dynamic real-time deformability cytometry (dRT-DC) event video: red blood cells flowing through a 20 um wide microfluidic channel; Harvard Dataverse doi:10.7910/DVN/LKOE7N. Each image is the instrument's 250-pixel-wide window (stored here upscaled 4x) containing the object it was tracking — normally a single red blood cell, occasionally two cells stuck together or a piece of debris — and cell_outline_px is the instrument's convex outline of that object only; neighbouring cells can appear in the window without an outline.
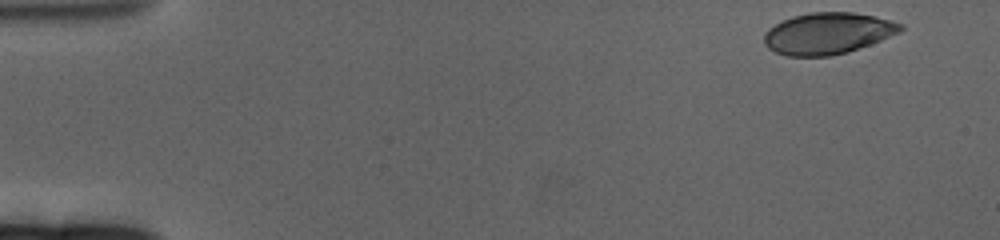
{"species": "human", "species_latin": "Homo sapiens", "temperature_condition": "cold", "stored_images_in_passage": 59, "camera_frame_rate_fps": 3000, "um_per_image_px": 0.085, "donor": {"sex": "female"}, "frame": {"image": 1, "passage_image": 1, "time_ms": 0.0, "image_size_px": [1000, 240], "cell_outline_px": [[904, 28], [900, 32], [872, 44], [848, 52], [828, 56], [788, 56], [776, 52], [768, 48], [764, 44], [764, 32], [768, 28], [792, 16], [812, 12], [852, 12], [872, 16], [904, 24]], "centroid_in_image_um": [70.36, 2.84], "position_along_channel_um": 14.6, "area_um2": 32.95}}
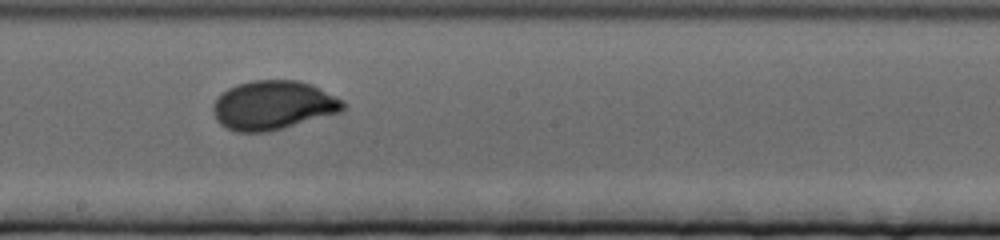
{"frame": {"image": 2, "passage_image": 32, "time_ms": 10.333, "image_size_px": [1000, 240], "cell_outline_px": [[348, 104], [340, 112], [280, 128], [264, 132], [236, 132], [220, 124], [216, 120], [212, 112], [212, 108], [216, 100], [228, 88], [236, 84], [252, 80], [296, 80], [312, 84], [344, 100]], "centroid_in_image_um": [23.22, 8.93], "position_along_channel_um": 225.0, "area_um2": 36.93}}
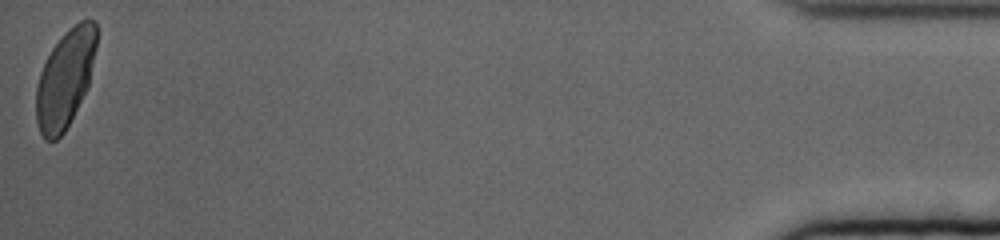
{"frame": {"image": 3, "passage_image": 59, "time_ms": 19.333, "image_size_px": [1000, 240], "cell_outline_px": [[96, 48], [88, 84], [64, 132], [56, 140], [44, 140], [40, 132], [36, 120], [36, 88], [40, 72], [52, 48], [80, 20], [96, 20]], "centroid_in_image_um": [5.52, 6.72], "position_along_channel_um": 429.7, "area_um2": 33.41}, "authors_computed_cell_mechanics": {"area_um2": 34.6222, "velocity_mm_per_s": 3.2451, "shape_relaxation_time_tau1_ms": 3.0519, "shape_relaxation_time_tau2_ms": null, "deformation_change_tau1": 0.1454, "deformation_change_tau2": null}}